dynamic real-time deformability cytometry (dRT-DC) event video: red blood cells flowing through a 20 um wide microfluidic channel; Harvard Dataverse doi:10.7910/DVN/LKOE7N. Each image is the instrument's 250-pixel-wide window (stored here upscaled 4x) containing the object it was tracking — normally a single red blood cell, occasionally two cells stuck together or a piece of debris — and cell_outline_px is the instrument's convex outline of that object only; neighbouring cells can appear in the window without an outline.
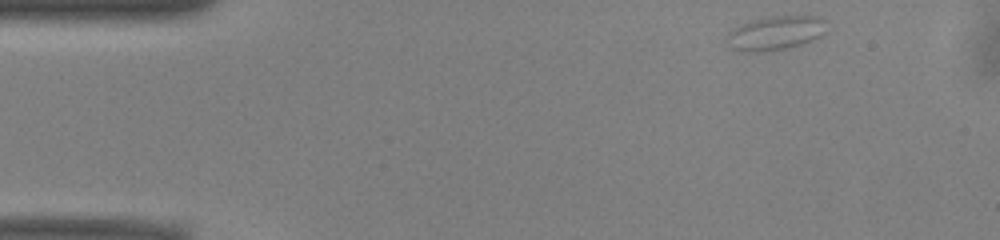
{"species": "common noctule bat (a hibernating species)", "species_latin": "Nyctalus noctula", "temperature_condition": "warm", "stored_images_in_passage": 37, "camera_frame_rate_fps": 3000, "um_per_image_px": 0.085, "animal": {"sex": "male", "body_mass_g": 13.0, "forearm_length_mm": 53.1}, "frame": {"image": 1, "passage_image": 1, "time_ms": 0.0, "image_size_px": [1000, 240], "cell_outline_px": [[824, 32], [820, 36], [812, 40], [788, 48], [764, 52], [748, 52], [732, 48], [728, 36], [728, 32], [732, 28], [752, 20], [772, 16], [816, 16], [824, 20]], "centroid_in_image_um": [65.91, 2.81], "position_along_channel_um": 19.1, "area_um2": 19.42}}
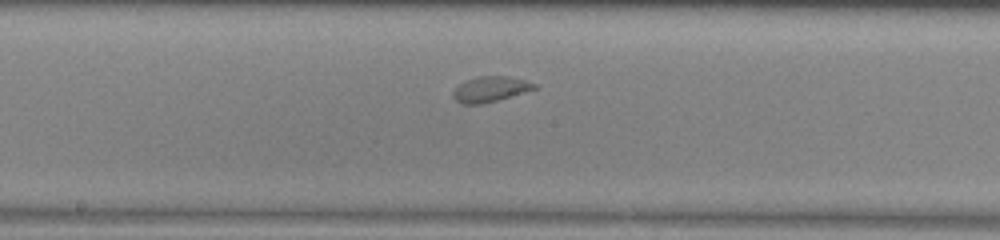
{"frame": {"image": 2, "passage_image": 22, "time_ms": 7.0, "image_size_px": [1000, 240], "cell_outline_px": [[540, 88], [496, 100], [480, 104], [460, 104], [452, 96], [452, 92], [464, 80], [476, 76], [508, 76], [524, 80], [536, 84]], "centroid_in_image_um": [41.67, 7.57], "position_along_channel_um": 206.5, "area_um2": 12.08}}
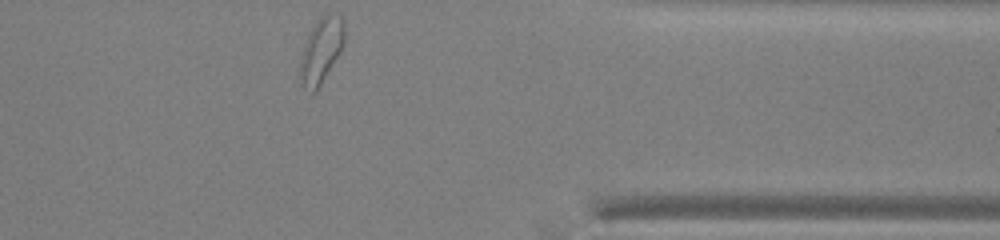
{"frame": {"image": 3, "passage_image": 37, "time_ms": 12.0, "image_size_px": [1000, 240], "cell_outline_px": [[344, 44], [340, 52], [316, 92], [312, 96], [304, 84], [300, 76], [300, 60], [304, 44], [316, 20], [324, 12], [328, 12], [340, 16], [344, 20]], "centroid_in_image_um": [27.32, 4.25], "position_along_channel_um": 384.1, "area_um2": 16.82}}